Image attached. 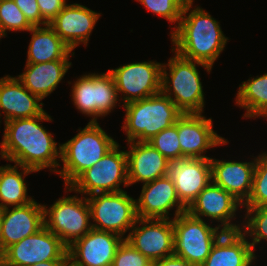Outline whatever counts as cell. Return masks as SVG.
Returning <instances> with one entry per match:
<instances>
[{"instance_id":"obj_1","label":"cell","mask_w":267,"mask_h":266,"mask_svg":"<svg viewBox=\"0 0 267 266\" xmlns=\"http://www.w3.org/2000/svg\"><path fill=\"white\" fill-rule=\"evenodd\" d=\"M43 121L49 122L52 118L44 112L36 117L4 122L1 158L36 172L49 167L51 172L57 174L56 168L61 166L58 162L61 159V144L57 147L52 133L39 123Z\"/></svg>"},{"instance_id":"obj_2","label":"cell","mask_w":267,"mask_h":266,"mask_svg":"<svg viewBox=\"0 0 267 266\" xmlns=\"http://www.w3.org/2000/svg\"><path fill=\"white\" fill-rule=\"evenodd\" d=\"M190 0L181 14L178 27L169 34L173 49L181 57L213 67L229 40L220 22ZM190 11V13H188Z\"/></svg>"},{"instance_id":"obj_3","label":"cell","mask_w":267,"mask_h":266,"mask_svg":"<svg viewBox=\"0 0 267 266\" xmlns=\"http://www.w3.org/2000/svg\"><path fill=\"white\" fill-rule=\"evenodd\" d=\"M124 107L125 119L121 127L127 142H147L162 130L171 127L183 114L162 91Z\"/></svg>"},{"instance_id":"obj_4","label":"cell","mask_w":267,"mask_h":266,"mask_svg":"<svg viewBox=\"0 0 267 266\" xmlns=\"http://www.w3.org/2000/svg\"><path fill=\"white\" fill-rule=\"evenodd\" d=\"M174 54L167 65L162 64L161 91L182 113H203L205 93L197 66L205 68L208 73L211 72L212 67L185 59L176 52Z\"/></svg>"},{"instance_id":"obj_5","label":"cell","mask_w":267,"mask_h":266,"mask_svg":"<svg viewBox=\"0 0 267 266\" xmlns=\"http://www.w3.org/2000/svg\"><path fill=\"white\" fill-rule=\"evenodd\" d=\"M67 142L61 144L62 169L57 174L68 187L82 172L92 167L118 142L103 130L98 122H88ZM81 130V131H80Z\"/></svg>"},{"instance_id":"obj_6","label":"cell","mask_w":267,"mask_h":266,"mask_svg":"<svg viewBox=\"0 0 267 266\" xmlns=\"http://www.w3.org/2000/svg\"><path fill=\"white\" fill-rule=\"evenodd\" d=\"M173 255L200 266L210 254L211 248L224 231L212 227L204 219L196 218L187 211L173 218Z\"/></svg>"},{"instance_id":"obj_7","label":"cell","mask_w":267,"mask_h":266,"mask_svg":"<svg viewBox=\"0 0 267 266\" xmlns=\"http://www.w3.org/2000/svg\"><path fill=\"white\" fill-rule=\"evenodd\" d=\"M117 143L92 167L82 172L64 192H76L90 196L95 193L123 191L120 186L128 187L127 155Z\"/></svg>"},{"instance_id":"obj_8","label":"cell","mask_w":267,"mask_h":266,"mask_svg":"<svg viewBox=\"0 0 267 266\" xmlns=\"http://www.w3.org/2000/svg\"><path fill=\"white\" fill-rule=\"evenodd\" d=\"M59 198L50 207L43 204L44 226L69 247L91 229V210L86 196Z\"/></svg>"},{"instance_id":"obj_9","label":"cell","mask_w":267,"mask_h":266,"mask_svg":"<svg viewBox=\"0 0 267 266\" xmlns=\"http://www.w3.org/2000/svg\"><path fill=\"white\" fill-rule=\"evenodd\" d=\"M91 210L92 228L124 235L136 223L138 216L136 200L125 190L95 193L86 197Z\"/></svg>"},{"instance_id":"obj_10","label":"cell","mask_w":267,"mask_h":266,"mask_svg":"<svg viewBox=\"0 0 267 266\" xmlns=\"http://www.w3.org/2000/svg\"><path fill=\"white\" fill-rule=\"evenodd\" d=\"M72 101L82 114L92 117L90 122H97V118L106 116L116 107L118 99L117 89L109 71L106 73H88L72 85Z\"/></svg>"},{"instance_id":"obj_11","label":"cell","mask_w":267,"mask_h":266,"mask_svg":"<svg viewBox=\"0 0 267 266\" xmlns=\"http://www.w3.org/2000/svg\"><path fill=\"white\" fill-rule=\"evenodd\" d=\"M68 247L43 226L31 236L7 247L0 254L1 266H30L49 260H69Z\"/></svg>"},{"instance_id":"obj_12","label":"cell","mask_w":267,"mask_h":266,"mask_svg":"<svg viewBox=\"0 0 267 266\" xmlns=\"http://www.w3.org/2000/svg\"><path fill=\"white\" fill-rule=\"evenodd\" d=\"M162 64L144 61L109 69L123 105L161 92Z\"/></svg>"},{"instance_id":"obj_13","label":"cell","mask_w":267,"mask_h":266,"mask_svg":"<svg viewBox=\"0 0 267 266\" xmlns=\"http://www.w3.org/2000/svg\"><path fill=\"white\" fill-rule=\"evenodd\" d=\"M173 236V219L138 218L124 240L152 262L173 255Z\"/></svg>"},{"instance_id":"obj_14","label":"cell","mask_w":267,"mask_h":266,"mask_svg":"<svg viewBox=\"0 0 267 266\" xmlns=\"http://www.w3.org/2000/svg\"><path fill=\"white\" fill-rule=\"evenodd\" d=\"M243 204L232 194L225 191L212 181L199 193L186 211L196 217L203 219L208 217L216 222L224 232H237L242 230L241 224L231 223L236 216V211ZM203 217V218H202Z\"/></svg>"},{"instance_id":"obj_15","label":"cell","mask_w":267,"mask_h":266,"mask_svg":"<svg viewBox=\"0 0 267 266\" xmlns=\"http://www.w3.org/2000/svg\"><path fill=\"white\" fill-rule=\"evenodd\" d=\"M181 158H209L203 155L207 149L222 146L228 140L213 130L212 118L202 113H183L177 119Z\"/></svg>"},{"instance_id":"obj_16","label":"cell","mask_w":267,"mask_h":266,"mask_svg":"<svg viewBox=\"0 0 267 266\" xmlns=\"http://www.w3.org/2000/svg\"><path fill=\"white\" fill-rule=\"evenodd\" d=\"M124 238L92 228L68 247L71 266H112L115 253Z\"/></svg>"},{"instance_id":"obj_17","label":"cell","mask_w":267,"mask_h":266,"mask_svg":"<svg viewBox=\"0 0 267 266\" xmlns=\"http://www.w3.org/2000/svg\"><path fill=\"white\" fill-rule=\"evenodd\" d=\"M136 200V211L141 219H170L169 213L176 207L174 218L186 212L180 202L173 180L168 176L144 183L140 197Z\"/></svg>"},{"instance_id":"obj_18","label":"cell","mask_w":267,"mask_h":266,"mask_svg":"<svg viewBox=\"0 0 267 266\" xmlns=\"http://www.w3.org/2000/svg\"><path fill=\"white\" fill-rule=\"evenodd\" d=\"M167 175L173 180L180 202L188 208L212 181L209 158H181L168 161Z\"/></svg>"},{"instance_id":"obj_19","label":"cell","mask_w":267,"mask_h":266,"mask_svg":"<svg viewBox=\"0 0 267 266\" xmlns=\"http://www.w3.org/2000/svg\"><path fill=\"white\" fill-rule=\"evenodd\" d=\"M0 254L10 245L39 231L44 226V208L35 199L23 206L1 209Z\"/></svg>"},{"instance_id":"obj_20","label":"cell","mask_w":267,"mask_h":266,"mask_svg":"<svg viewBox=\"0 0 267 266\" xmlns=\"http://www.w3.org/2000/svg\"><path fill=\"white\" fill-rule=\"evenodd\" d=\"M101 14L79 3L67 4L49 23L55 33L72 49L88 41Z\"/></svg>"},{"instance_id":"obj_21","label":"cell","mask_w":267,"mask_h":266,"mask_svg":"<svg viewBox=\"0 0 267 266\" xmlns=\"http://www.w3.org/2000/svg\"><path fill=\"white\" fill-rule=\"evenodd\" d=\"M40 101L17 77L5 75L0 78V110L4 114V122L43 114L45 111Z\"/></svg>"},{"instance_id":"obj_22","label":"cell","mask_w":267,"mask_h":266,"mask_svg":"<svg viewBox=\"0 0 267 266\" xmlns=\"http://www.w3.org/2000/svg\"><path fill=\"white\" fill-rule=\"evenodd\" d=\"M212 182L244 204L252 191L256 157L250 162L210 159Z\"/></svg>"},{"instance_id":"obj_23","label":"cell","mask_w":267,"mask_h":266,"mask_svg":"<svg viewBox=\"0 0 267 266\" xmlns=\"http://www.w3.org/2000/svg\"><path fill=\"white\" fill-rule=\"evenodd\" d=\"M127 155V177L129 186L147 183L168 173V161L148 142H129Z\"/></svg>"},{"instance_id":"obj_24","label":"cell","mask_w":267,"mask_h":266,"mask_svg":"<svg viewBox=\"0 0 267 266\" xmlns=\"http://www.w3.org/2000/svg\"><path fill=\"white\" fill-rule=\"evenodd\" d=\"M248 238L242 231L224 232L200 266H252L257 258Z\"/></svg>"},{"instance_id":"obj_25","label":"cell","mask_w":267,"mask_h":266,"mask_svg":"<svg viewBox=\"0 0 267 266\" xmlns=\"http://www.w3.org/2000/svg\"><path fill=\"white\" fill-rule=\"evenodd\" d=\"M71 63L69 60L26 63L24 72L17 78L32 94L42 100L58 87Z\"/></svg>"},{"instance_id":"obj_26","label":"cell","mask_w":267,"mask_h":266,"mask_svg":"<svg viewBox=\"0 0 267 266\" xmlns=\"http://www.w3.org/2000/svg\"><path fill=\"white\" fill-rule=\"evenodd\" d=\"M29 32L32 33V38L28 46L26 63L69 60V56H74L75 52H72L49 24L45 27H32Z\"/></svg>"},{"instance_id":"obj_27","label":"cell","mask_w":267,"mask_h":266,"mask_svg":"<svg viewBox=\"0 0 267 266\" xmlns=\"http://www.w3.org/2000/svg\"><path fill=\"white\" fill-rule=\"evenodd\" d=\"M33 172L36 171L16 164L0 166V209L23 206L34 200L27 196L28 190L24 180L26 175Z\"/></svg>"},{"instance_id":"obj_28","label":"cell","mask_w":267,"mask_h":266,"mask_svg":"<svg viewBox=\"0 0 267 266\" xmlns=\"http://www.w3.org/2000/svg\"><path fill=\"white\" fill-rule=\"evenodd\" d=\"M235 100L236 105L246 110L243 118H267V73L243 81Z\"/></svg>"},{"instance_id":"obj_29","label":"cell","mask_w":267,"mask_h":266,"mask_svg":"<svg viewBox=\"0 0 267 266\" xmlns=\"http://www.w3.org/2000/svg\"><path fill=\"white\" fill-rule=\"evenodd\" d=\"M245 209L246 219L242 223L241 231L252 239L249 243L254 251L261 240L267 241V206L245 207Z\"/></svg>"},{"instance_id":"obj_30","label":"cell","mask_w":267,"mask_h":266,"mask_svg":"<svg viewBox=\"0 0 267 266\" xmlns=\"http://www.w3.org/2000/svg\"><path fill=\"white\" fill-rule=\"evenodd\" d=\"M267 206V151L256 157L252 191L243 207Z\"/></svg>"},{"instance_id":"obj_31","label":"cell","mask_w":267,"mask_h":266,"mask_svg":"<svg viewBox=\"0 0 267 266\" xmlns=\"http://www.w3.org/2000/svg\"><path fill=\"white\" fill-rule=\"evenodd\" d=\"M0 27L6 37V31H29L33 26L14 0H0Z\"/></svg>"},{"instance_id":"obj_32","label":"cell","mask_w":267,"mask_h":266,"mask_svg":"<svg viewBox=\"0 0 267 266\" xmlns=\"http://www.w3.org/2000/svg\"><path fill=\"white\" fill-rule=\"evenodd\" d=\"M140 2L147 10L153 14L167 19L171 24L175 23L177 26L173 27L171 33L178 27L181 19V14L185 6L190 0H136Z\"/></svg>"},{"instance_id":"obj_33","label":"cell","mask_w":267,"mask_h":266,"mask_svg":"<svg viewBox=\"0 0 267 266\" xmlns=\"http://www.w3.org/2000/svg\"><path fill=\"white\" fill-rule=\"evenodd\" d=\"M167 160L181 159V146L178 139L177 121L147 141Z\"/></svg>"},{"instance_id":"obj_34","label":"cell","mask_w":267,"mask_h":266,"mask_svg":"<svg viewBox=\"0 0 267 266\" xmlns=\"http://www.w3.org/2000/svg\"><path fill=\"white\" fill-rule=\"evenodd\" d=\"M112 266H151V261L123 240L116 250Z\"/></svg>"},{"instance_id":"obj_35","label":"cell","mask_w":267,"mask_h":266,"mask_svg":"<svg viewBox=\"0 0 267 266\" xmlns=\"http://www.w3.org/2000/svg\"><path fill=\"white\" fill-rule=\"evenodd\" d=\"M15 4L24 13L27 21L33 26H45L48 23L42 18L36 0H14Z\"/></svg>"},{"instance_id":"obj_36","label":"cell","mask_w":267,"mask_h":266,"mask_svg":"<svg viewBox=\"0 0 267 266\" xmlns=\"http://www.w3.org/2000/svg\"><path fill=\"white\" fill-rule=\"evenodd\" d=\"M42 18L49 24L67 5L66 0H36Z\"/></svg>"},{"instance_id":"obj_37","label":"cell","mask_w":267,"mask_h":266,"mask_svg":"<svg viewBox=\"0 0 267 266\" xmlns=\"http://www.w3.org/2000/svg\"><path fill=\"white\" fill-rule=\"evenodd\" d=\"M151 266H195L184 258L171 255L151 262Z\"/></svg>"},{"instance_id":"obj_38","label":"cell","mask_w":267,"mask_h":266,"mask_svg":"<svg viewBox=\"0 0 267 266\" xmlns=\"http://www.w3.org/2000/svg\"><path fill=\"white\" fill-rule=\"evenodd\" d=\"M69 260H49V261H43L39 264H33L30 266H68Z\"/></svg>"},{"instance_id":"obj_39","label":"cell","mask_w":267,"mask_h":266,"mask_svg":"<svg viewBox=\"0 0 267 266\" xmlns=\"http://www.w3.org/2000/svg\"><path fill=\"white\" fill-rule=\"evenodd\" d=\"M1 227H2V218H1V209H0V239H1Z\"/></svg>"},{"instance_id":"obj_40","label":"cell","mask_w":267,"mask_h":266,"mask_svg":"<svg viewBox=\"0 0 267 266\" xmlns=\"http://www.w3.org/2000/svg\"><path fill=\"white\" fill-rule=\"evenodd\" d=\"M5 35H4V33L2 32V30H1V27H0V38L2 39V37H4Z\"/></svg>"}]
</instances>
